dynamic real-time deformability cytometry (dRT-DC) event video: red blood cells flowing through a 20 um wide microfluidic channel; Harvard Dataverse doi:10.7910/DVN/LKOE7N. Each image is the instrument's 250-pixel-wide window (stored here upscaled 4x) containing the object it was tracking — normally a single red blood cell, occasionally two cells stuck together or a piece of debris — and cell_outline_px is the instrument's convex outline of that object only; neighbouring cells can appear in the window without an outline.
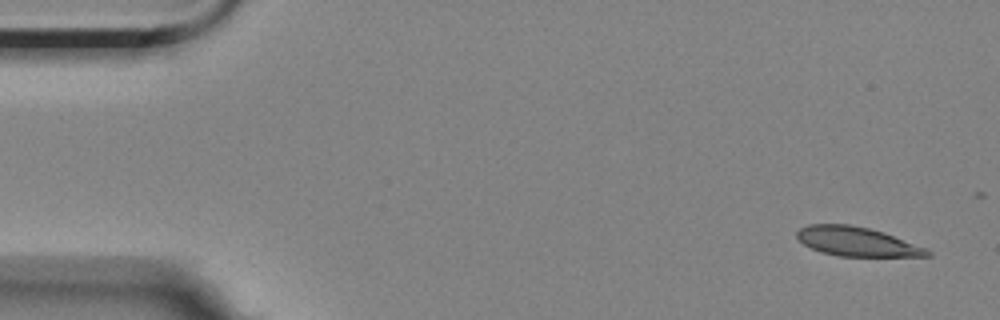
{"species": "Egyptian fruit bat (a non-hibernating species)", "species_latin": "Rousettus aegyptiacus", "temperature_condition": "room temperature", "stored_images_in_passage": 5, "camera_frame_rate_fps": 3000, "um_per_image_px": 0.085, "animal": {"sex": "female"}, "frame": {"image": 1, "passage_image": 1, "time_ms": 0.0, "image_size_px": [1000, 320], "cell_outline_px": [[932, 256], [840, 256], [820, 252], [804, 244], [796, 236], [796, 232], [800, 228], [808, 224], [848, 224], [868, 228], [884, 232], [928, 248], [932, 252]], "centroid_in_image_um": [72.86, 20.53], "position_along_channel_um": 12.1, "area_um2": 22.2}}